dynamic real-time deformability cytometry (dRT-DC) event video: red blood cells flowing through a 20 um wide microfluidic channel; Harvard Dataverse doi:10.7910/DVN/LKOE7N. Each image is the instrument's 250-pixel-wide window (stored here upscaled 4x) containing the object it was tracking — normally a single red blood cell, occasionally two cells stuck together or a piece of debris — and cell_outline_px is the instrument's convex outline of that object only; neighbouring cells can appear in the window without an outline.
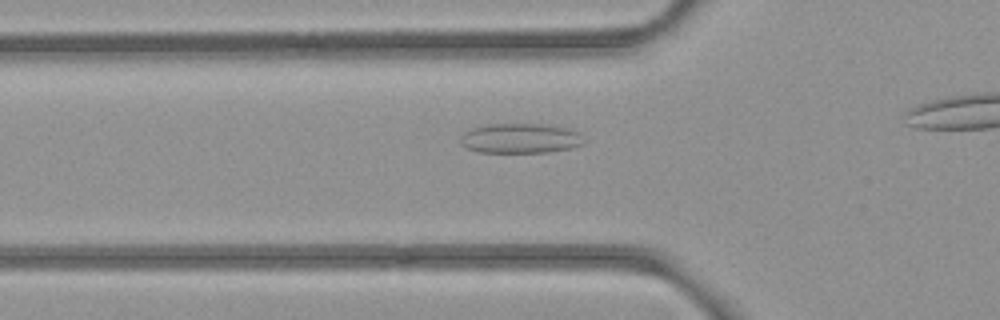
{"species": "common noctule bat (a hibernating species)", "species_latin": "Nyctalus noctula", "temperature_condition": "room temperature", "stored_images_in_passage": 32, "camera_frame_rate_fps": 3000, "um_per_image_px": 0.085, "animal": {"sex": "female", "body_mass_g": 21.9}, "frame": {"image": 1, "passage_image": 8, "time_ms": 2.333, "image_size_px": [1000, 320], "cell_outline_px": [[584, 144], [572, 148], [548, 152], [476, 152], [460, 144], [460, 136], [464, 132], [472, 128], [488, 124], [548, 124], [568, 128], [580, 132], [584, 140]], "centroid_in_image_um": [44.25, 11.75], "position_along_channel_um": 81.6, "area_um2": 21.73}}
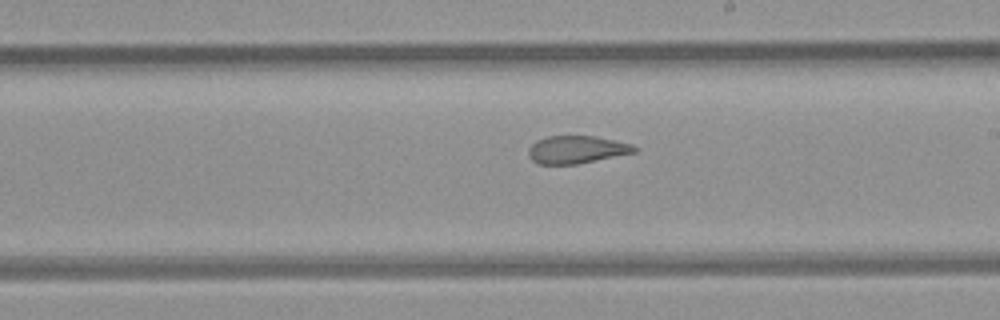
{"frame": {"image": 2, "passage_image": 20, "time_ms": 6.333, "image_size_px": [1000, 320], "cell_outline_px": [[640, 148], [636, 152], [576, 164], [540, 164], [532, 160], [528, 156], [528, 148], [536, 140], [548, 136], [596, 136], [632, 144]], "centroid_in_image_um": [49.02, 12.71], "position_along_channel_um": 240.0, "area_um2": 17.11}}
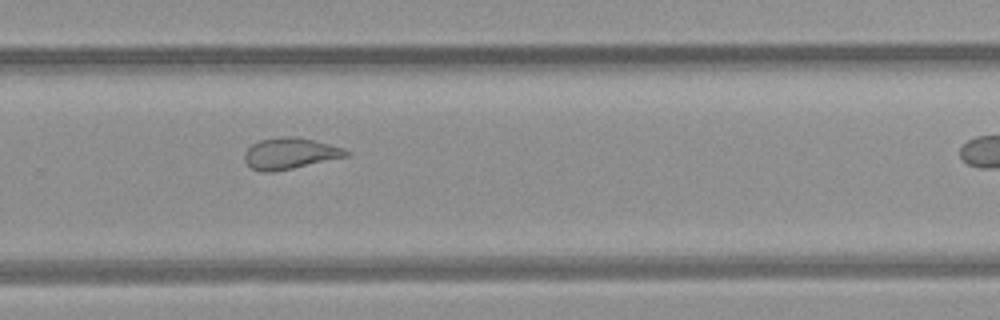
{"frame": {"image": 3, "passage_image": 25, "time_ms": 8.0, "image_size_px": [1000, 320], "cell_outline_px": [[352, 152], [348, 156], [292, 168], [272, 172], [264, 172], [252, 168], [244, 160], [244, 152], [252, 144], [260, 140], [284, 136], [296, 136], [344, 148]], "centroid_in_image_um": [24.65, 13.04], "position_along_channel_um": 305.2, "area_um2": 18.32}}